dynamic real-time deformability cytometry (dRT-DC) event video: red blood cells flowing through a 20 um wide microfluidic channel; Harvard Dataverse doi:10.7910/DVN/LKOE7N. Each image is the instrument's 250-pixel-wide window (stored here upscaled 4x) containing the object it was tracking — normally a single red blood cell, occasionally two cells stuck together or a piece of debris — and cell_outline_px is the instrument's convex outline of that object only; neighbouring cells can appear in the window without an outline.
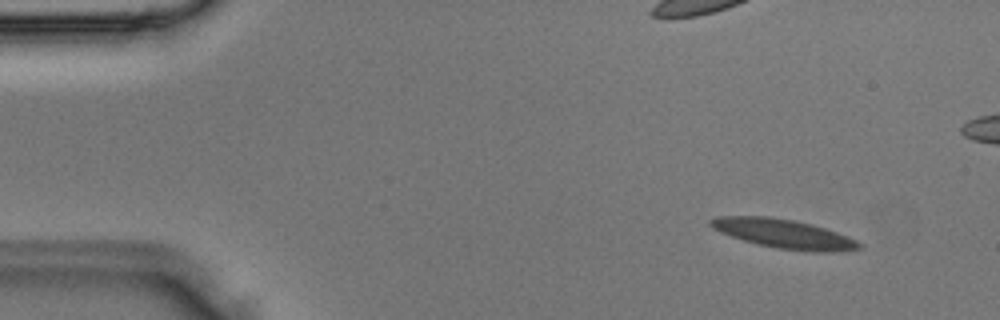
{"species": "Egyptian fruit bat (a non-hibernating species)", "species_latin": "Rousettus aegyptiacus", "temperature_condition": "room temperature", "stored_images_in_passage": 4, "camera_frame_rate_fps": 3000, "um_per_image_px": 0.085, "animal": {"sex": "male"}, "frame": {"image": 1, "passage_image": 1, "time_ms": 0.0, "image_size_px": [1000, 320], "cell_outline_px": [[864, 244], [860, 248], [828, 252], [824, 252], [776, 248], [744, 240], [720, 232], [712, 228], [708, 224], [708, 220], [716, 216], [772, 216], [796, 220], [812, 224], [848, 236]], "centroid_in_image_um": [66.59, 19.84], "position_along_channel_um": 18.4, "area_um2": 25.03}}